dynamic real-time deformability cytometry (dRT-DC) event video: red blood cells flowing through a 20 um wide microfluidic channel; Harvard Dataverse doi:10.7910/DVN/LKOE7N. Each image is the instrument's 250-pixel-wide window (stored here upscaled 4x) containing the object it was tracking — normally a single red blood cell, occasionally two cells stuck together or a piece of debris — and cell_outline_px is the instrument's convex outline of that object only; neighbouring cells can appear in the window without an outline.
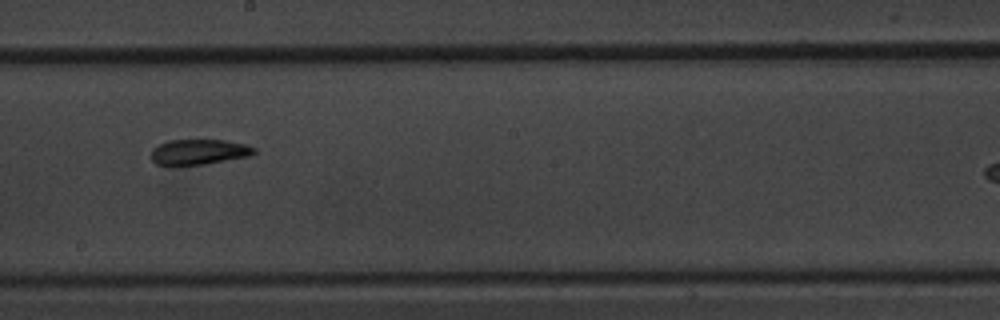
{"species": "common noctule bat (a hibernating species)", "species_latin": "Nyctalus noctula", "temperature_condition": "warm", "stored_images_in_passage": 12, "camera_frame_rate_fps": 3000, "um_per_image_px": 0.085, "animal": {"sex": "male", "body_mass_g": 20.1, "forearm_length_mm": 53.5}, "frame": {"image": 1, "passage_image": 9, "time_ms": 10.0, "image_size_px": [1000, 320], "cell_outline_px": [[256, 152], [248, 156], [204, 164], [156, 164], [152, 160], [152, 148], [168, 140], [224, 140], [244, 144], [256, 148]], "centroid_in_image_um": [16.91, 12.89], "position_along_channel_um": 231.3, "area_um2": 14.85}}
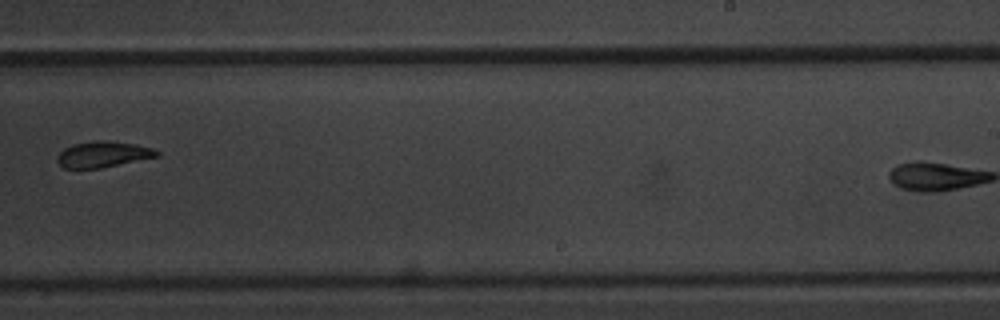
{"frame": {"image": 2, "passage_image": 10, "time_ms": 11.333, "image_size_px": [1000, 320], "cell_outline_px": [[160, 156], [100, 168], [64, 168], [56, 160], [56, 156], [64, 148], [72, 144], [96, 140], [108, 140], [136, 144], [152, 148], [160, 152]], "centroid_in_image_um": [8.76, 13.11], "position_along_channel_um": 280.2, "area_um2": 15.14}}